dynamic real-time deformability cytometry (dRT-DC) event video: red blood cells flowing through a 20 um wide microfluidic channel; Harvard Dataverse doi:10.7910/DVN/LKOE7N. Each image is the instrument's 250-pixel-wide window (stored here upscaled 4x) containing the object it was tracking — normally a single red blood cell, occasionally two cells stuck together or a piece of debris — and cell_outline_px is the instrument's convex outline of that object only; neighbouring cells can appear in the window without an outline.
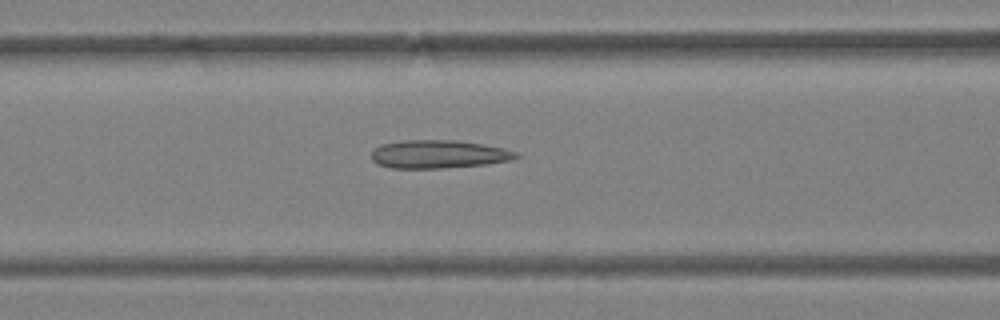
{"species": "Egyptian fruit bat (a non-hibernating species)", "species_latin": "Rousettus aegyptiacus", "temperature_condition": "warm", "stored_images_in_passage": 34, "camera_frame_rate_fps": 3000, "um_per_image_px": 0.085, "animal": {"sex": "female"}, "frame": {"image": 1, "passage_image": 8, "time_ms": 2.333, "image_size_px": [1000, 320], "cell_outline_px": [[520, 156], [512, 160], [484, 164], [440, 168], [392, 168], [380, 164], [372, 160], [372, 152], [380, 144], [404, 140], [456, 140], [504, 148], [516, 152]], "centroid_in_image_um": [37.27, 13.1], "position_along_channel_um": 129.3, "area_um2": 23.52}}
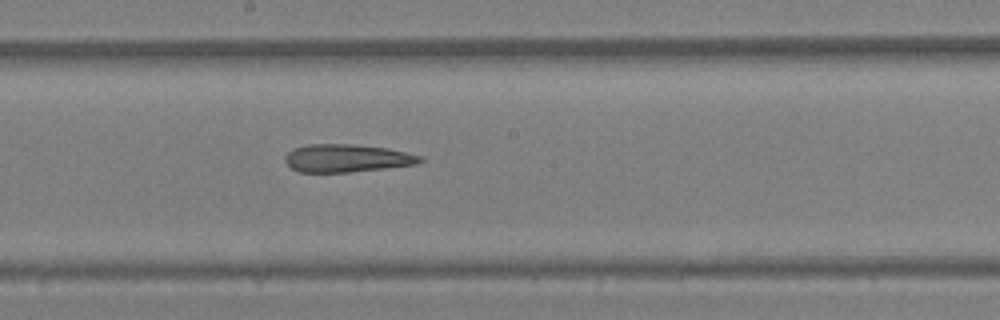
{"frame": {"image": 2, "passage_image": 14, "time_ms": 4.333, "image_size_px": [1000, 320], "cell_outline_px": [[424, 160], [416, 164], [384, 168], [348, 172], [300, 172], [292, 168], [284, 160], [284, 156], [292, 148], [308, 144], [352, 144], [388, 148], [424, 156]], "centroid_in_image_um": [29.48, 13.44], "position_along_channel_um": 218.7, "area_um2": 21.96}}
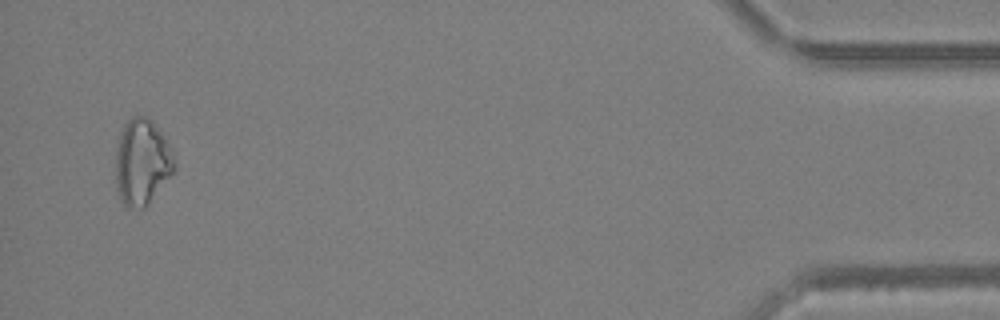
{"frame": {"image": 3, "passage_image": 33, "time_ms": 10.667, "image_size_px": [1000, 320], "cell_outline_px": [[176, 168], [148, 204], [144, 208], [128, 208], [120, 200], [116, 188], [116, 148], [120, 132], [124, 124], [132, 116], [148, 116], [152, 120], [164, 136], [176, 160]], "centroid_in_image_um": [12.06, 13.77], "position_along_channel_um": 423.1, "area_um2": 29.59}}